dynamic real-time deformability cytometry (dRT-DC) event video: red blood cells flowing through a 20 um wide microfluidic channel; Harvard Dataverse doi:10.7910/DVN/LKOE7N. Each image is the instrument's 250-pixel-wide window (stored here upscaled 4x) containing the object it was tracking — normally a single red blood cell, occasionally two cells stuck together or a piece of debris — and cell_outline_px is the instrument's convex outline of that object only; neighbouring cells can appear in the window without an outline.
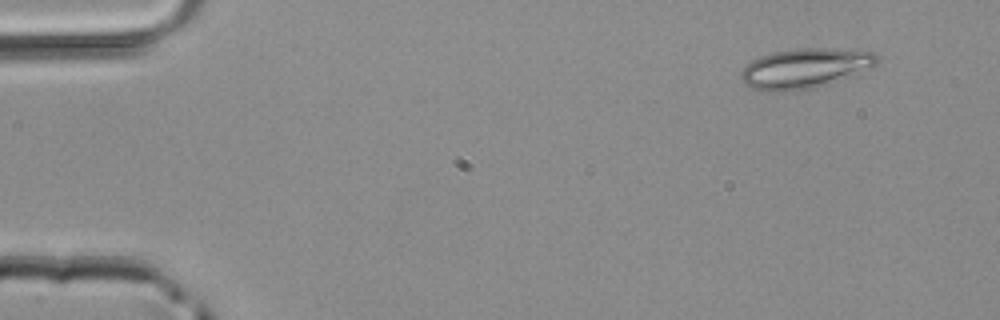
{"species": "common noctule bat (a hibernating species)", "species_latin": "Nyctalus noctula", "temperature_condition": "room temperature", "stored_images_in_passage": 4, "camera_frame_rate_fps": 3000, "um_per_image_px": 0.085, "animal": {"sex": "male", "body_mass_g": 20.4}, "frame": {"image": 1, "passage_image": 1, "time_ms": 0.0, "image_size_px": [1000, 320], "cell_outline_px": [[876, 64], [848, 76], [828, 84], [812, 88], [784, 92], [764, 92], [752, 88], [744, 84], [740, 80], [740, 72], [752, 60], [760, 56], [772, 52], [800, 48], [824, 48], [876, 52]], "centroid_in_image_um": [68.31, 5.82], "position_along_channel_um": 16.7, "area_um2": 31.33}}